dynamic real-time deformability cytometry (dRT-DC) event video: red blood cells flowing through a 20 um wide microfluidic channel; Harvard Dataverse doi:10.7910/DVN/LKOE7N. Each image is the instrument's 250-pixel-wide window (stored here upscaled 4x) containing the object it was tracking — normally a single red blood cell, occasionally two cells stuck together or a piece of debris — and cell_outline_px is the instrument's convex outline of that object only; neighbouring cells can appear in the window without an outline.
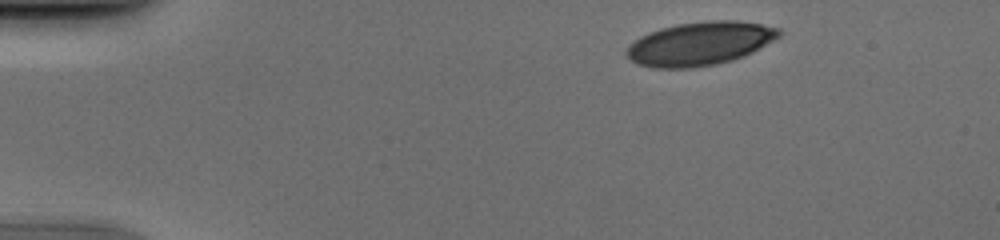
{"species": "human", "species_latin": "Homo sapiens", "temperature_condition": "cold", "stored_images_in_passage": 47, "camera_frame_rate_fps": 3000, "um_per_image_px": 0.085, "donor": {"sex": "male"}, "frame": {"image": 1, "passage_image": 3, "time_ms": 0.667, "image_size_px": [1000, 240], "cell_outline_px": [[780, 36], [752, 52], [744, 56], [732, 60], [716, 64], [692, 68], [652, 68], [636, 64], [624, 56], [624, 52], [628, 44], [640, 36], [648, 32], [660, 28], [676, 24], [708, 20], [736, 20], [760, 24], [780, 28]], "centroid_in_image_um": [59.41, 3.71], "position_along_channel_um": 25.6, "area_um2": 39.02}}
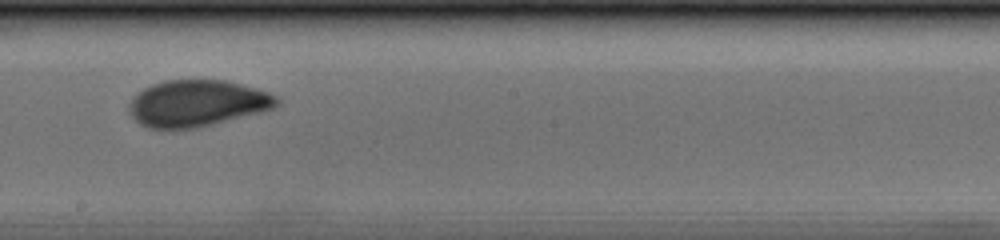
{"frame": {"image": 2, "passage_image": 25, "time_ms": 8.0, "image_size_px": [1000, 240], "cell_outline_px": [[280, 104], [272, 108], [260, 112], [196, 128], [144, 128], [128, 112], [128, 104], [132, 96], [136, 92], [152, 84], [164, 80], [224, 80], [256, 88], [268, 92], [276, 96], [280, 100]], "centroid_in_image_um": [16.71, 8.77], "position_along_channel_um": 231.5, "area_um2": 40.06}}
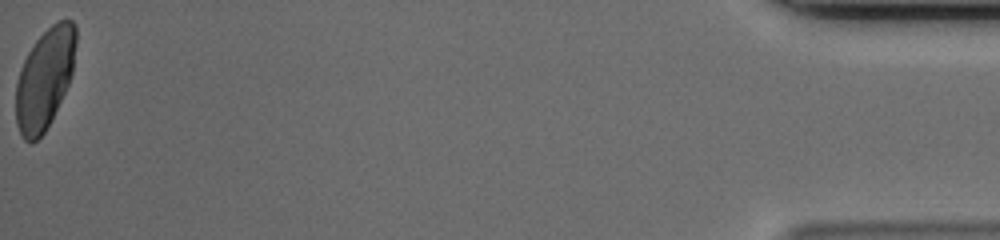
{"frame": {"image": 3, "passage_image": 47, "time_ms": 15.333, "image_size_px": [1000, 240], "cell_outline_px": [[76, 44], [72, 72], [68, 84], [44, 132], [32, 144], [24, 140], [20, 136], [16, 124], [16, 84], [20, 68], [28, 52], [36, 40], [52, 24], [60, 20], [72, 20], [76, 24]], "centroid_in_image_um": [3.78, 6.68], "position_along_channel_um": 431.4, "area_um2": 34.91}}